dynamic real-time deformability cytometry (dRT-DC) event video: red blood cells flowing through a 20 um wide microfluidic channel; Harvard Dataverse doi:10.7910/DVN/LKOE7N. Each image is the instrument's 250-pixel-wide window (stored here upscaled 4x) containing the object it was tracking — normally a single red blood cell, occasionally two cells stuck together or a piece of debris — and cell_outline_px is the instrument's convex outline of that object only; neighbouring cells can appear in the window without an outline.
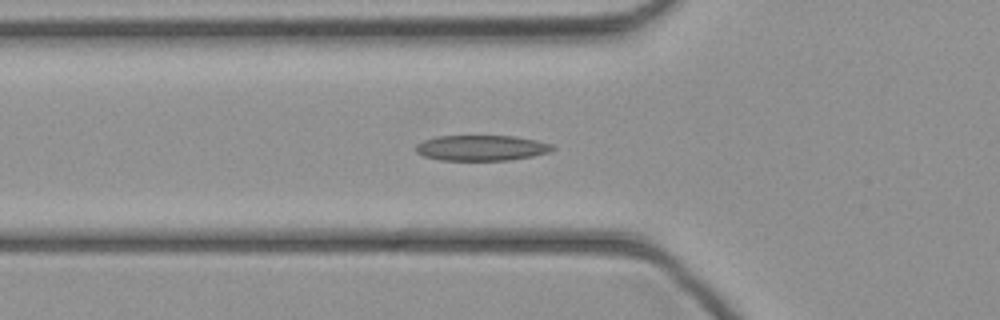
{"species": "common noctule bat (a hibernating species)", "species_latin": "Nyctalus noctula", "temperature_condition": "cold", "stored_images_in_passage": 45, "camera_frame_rate_fps": 3000, "um_per_image_px": 0.085, "animal": {"sex": "female", "body_mass_g": 21.9}, "frame": {"image": 1, "passage_image": 15, "time_ms": 4.667, "image_size_px": [1000, 320], "cell_outline_px": [[556, 148], [552, 152], [532, 156], [508, 160], [440, 160], [424, 156], [416, 152], [416, 144], [424, 140], [436, 136], [512, 136], [536, 140], [552, 144]], "centroid_in_image_um": [40.94, 12.57], "position_along_channel_um": 84.9, "area_um2": 20.35}}
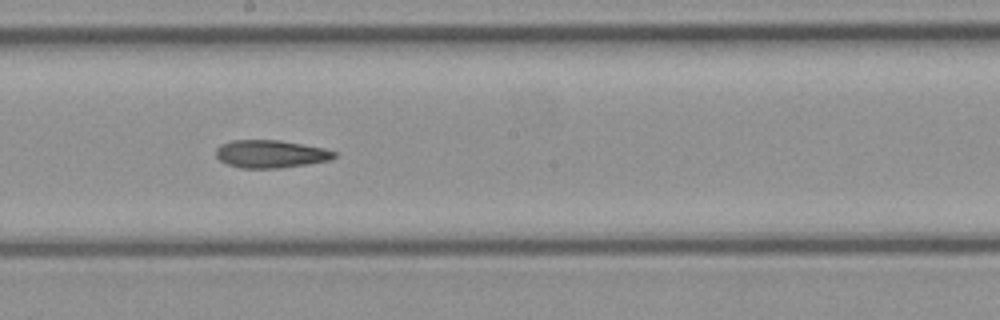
{"frame": {"image": 2, "passage_image": 24, "time_ms": 7.667, "image_size_px": [1000, 320], "cell_outline_px": [[336, 156], [328, 160], [308, 164], [280, 168], [240, 168], [228, 164], [220, 160], [216, 156], [216, 148], [220, 144], [232, 140], [280, 140], [324, 148], [336, 152]], "centroid_in_image_um": [22.99, 13.08], "position_along_channel_um": 225.2, "area_um2": 19.13}}
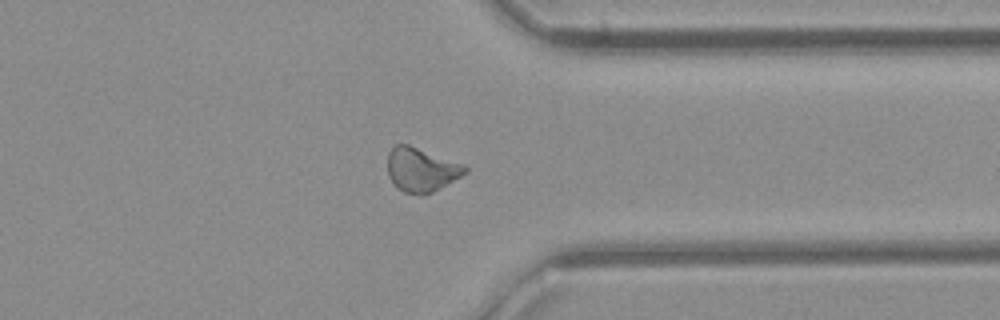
{"frame": {"image": 3, "passage_image": 34, "time_ms": 11.0, "image_size_px": [1000, 320], "cell_outline_px": [[468, 172], [432, 192], [424, 196], [420, 196], [404, 192], [396, 188], [392, 184], [388, 176], [388, 152], [396, 144], [408, 144], [464, 164], [468, 168]], "centroid_in_image_um": [35.79, 14.44], "position_along_channel_um": 375.6, "area_um2": 20.06}}